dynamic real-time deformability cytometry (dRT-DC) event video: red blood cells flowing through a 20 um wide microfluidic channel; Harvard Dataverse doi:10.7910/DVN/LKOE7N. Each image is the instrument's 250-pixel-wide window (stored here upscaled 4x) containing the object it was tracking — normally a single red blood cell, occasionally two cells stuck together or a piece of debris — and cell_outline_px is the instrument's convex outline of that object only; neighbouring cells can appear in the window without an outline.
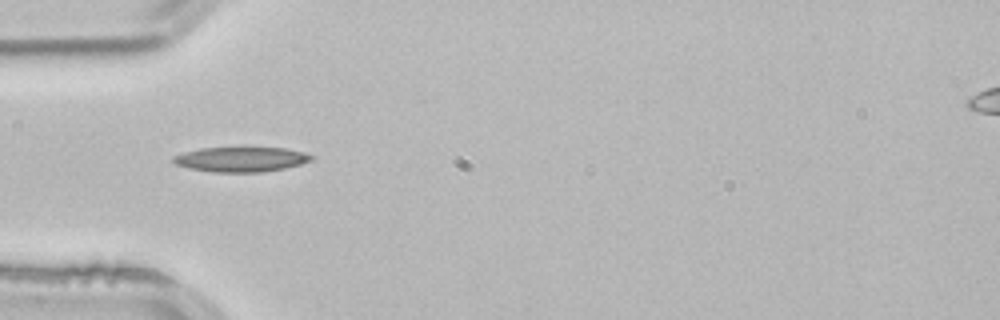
{"species": "common noctule bat (a hibernating species)", "species_latin": "Nyctalus noctula", "temperature_condition": "room temperature", "stored_images_in_passage": 2, "camera_frame_rate_fps": 3000, "um_per_image_px": 0.085, "animal": {"sex": "male", "body_mass_g": 21.5, "forearm_length_mm": 52.0}, "frame": {"image": 1, "passage_image": 1, "time_ms": 0.0, "image_size_px": [1000, 320], "cell_outline_px": [[316, 156], [312, 160], [300, 164], [284, 168], [264, 172], [212, 172], [188, 168], [176, 164], [172, 160], [172, 156], [184, 152], [200, 148], [244, 144], [284, 148], [304, 152]], "centroid_in_image_um": [20.5, 13.48], "position_along_channel_um": 64.5, "area_um2": 21.21}}